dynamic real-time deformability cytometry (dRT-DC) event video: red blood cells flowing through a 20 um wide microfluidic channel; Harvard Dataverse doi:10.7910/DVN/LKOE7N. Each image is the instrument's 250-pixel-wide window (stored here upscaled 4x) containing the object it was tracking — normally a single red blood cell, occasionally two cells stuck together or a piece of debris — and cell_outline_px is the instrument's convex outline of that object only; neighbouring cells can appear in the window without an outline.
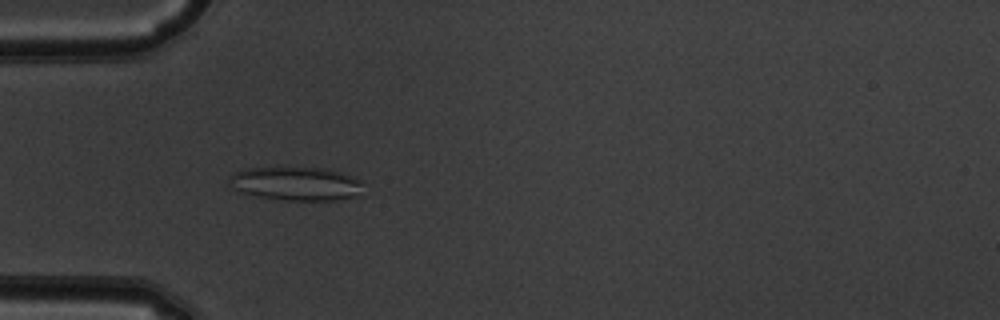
{"species": "common noctule bat (a hibernating species)", "species_latin": "Nyctalus noctula", "temperature_condition": "warm", "stored_images_in_passage": 39, "camera_frame_rate_fps": 3000, "um_per_image_px": 0.085, "animal": {"sex": "male", "body_mass_g": 19.5, "forearm_length_mm": 54.6}, "frame": {"image": 1, "passage_image": 4, "time_ms": 1.0, "image_size_px": [1000, 320], "cell_outline_px": [[360, 184], [356, 196], [336, 200], [288, 200], [260, 196], [240, 192], [232, 188], [228, 184], [228, 180], [236, 172], [248, 168], [276, 164], [284, 164], [320, 168], [340, 172], [360, 180]], "centroid_in_image_um": [25.06, 15.55], "position_along_channel_um": 59.9, "area_um2": 26.76}}
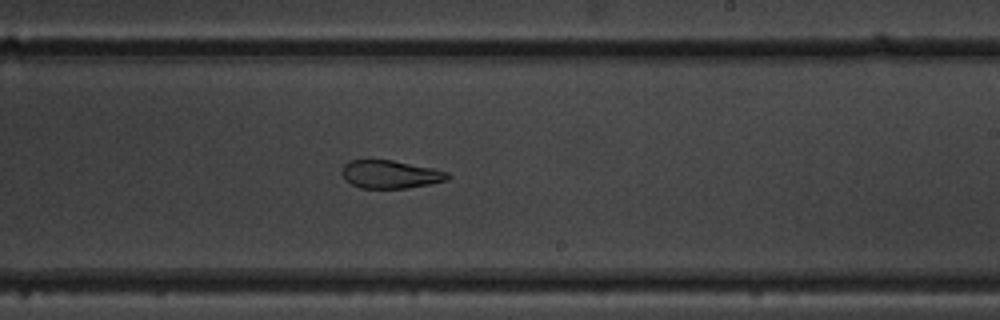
{"frame": {"image": 2, "passage_image": 19, "time_ms": 6.0, "image_size_px": [1000, 320], "cell_outline_px": [[452, 176], [448, 180], [432, 184], [408, 188], [360, 188], [344, 180], [340, 172], [344, 164], [348, 160], [392, 160], [432, 168], [448, 172]], "centroid_in_image_um": [33.17, 14.82], "position_along_channel_um": 255.8, "area_um2": 17.51}}
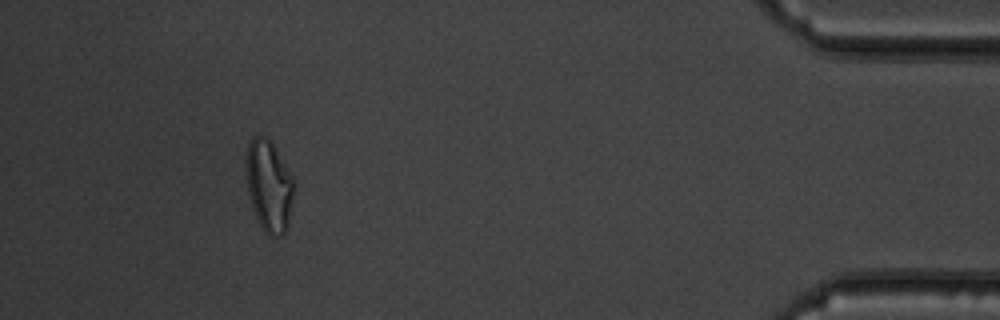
{"frame": {"image": 3, "passage_image": 35, "time_ms": 11.333, "image_size_px": [1000, 320], "cell_outline_px": [[292, 196], [288, 228], [284, 236], [272, 236], [264, 232], [252, 208], [248, 192], [244, 168], [244, 160], [248, 144], [252, 136], [264, 136], [272, 144], [292, 176]], "centroid_in_image_um": [22.81, 15.81], "position_along_channel_um": 412.4, "area_um2": 25.43}, "authors_computed_cell_mechanics": {"area_um2": 20.6924, "velocity_mm_per_s": 4.014, "shape_relaxation_time_tau1_ms": null, "shape_relaxation_time_tau2_ms": 3.5201, "deformation_change_tau1": null, "deformation_change_tau2": 0.1132}}